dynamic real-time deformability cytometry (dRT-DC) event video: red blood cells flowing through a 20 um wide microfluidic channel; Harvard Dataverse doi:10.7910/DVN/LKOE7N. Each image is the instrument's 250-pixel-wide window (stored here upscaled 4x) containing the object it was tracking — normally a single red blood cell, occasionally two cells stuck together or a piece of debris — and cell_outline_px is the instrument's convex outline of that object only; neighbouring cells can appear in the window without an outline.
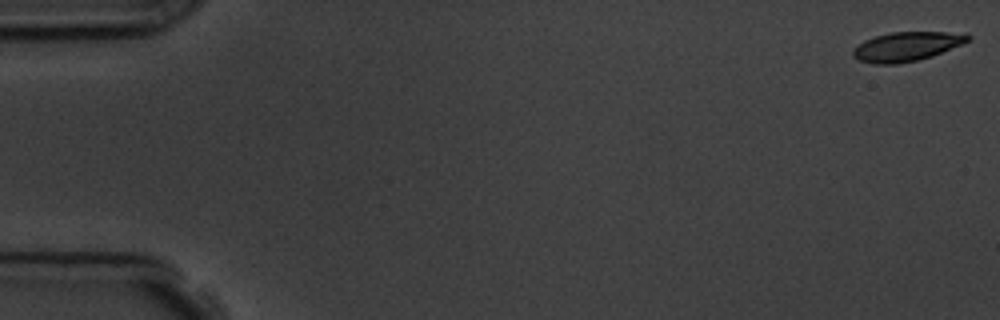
{"species": "common noctule bat (a hibernating species)", "species_latin": "Nyctalus noctula", "temperature_condition": "room temperature", "stored_images_in_passage": 12, "camera_frame_rate_fps": 3000, "um_per_image_px": 0.085, "animal": {"sex": "male", "body_mass_g": 19.5, "forearm_length_mm": 54.6}, "frame": {"image": 1, "passage_image": 1, "time_ms": 0.0, "image_size_px": [1000, 320], "cell_outline_px": [[972, 40], [964, 44], [932, 56], [916, 60], [896, 64], [872, 64], [860, 60], [852, 56], [852, 52], [864, 40], [876, 36], [892, 32], [968, 32], [972, 36]], "centroid_in_image_um": [77.16, 3.94], "position_along_channel_um": 7.8, "area_um2": 19.71}}